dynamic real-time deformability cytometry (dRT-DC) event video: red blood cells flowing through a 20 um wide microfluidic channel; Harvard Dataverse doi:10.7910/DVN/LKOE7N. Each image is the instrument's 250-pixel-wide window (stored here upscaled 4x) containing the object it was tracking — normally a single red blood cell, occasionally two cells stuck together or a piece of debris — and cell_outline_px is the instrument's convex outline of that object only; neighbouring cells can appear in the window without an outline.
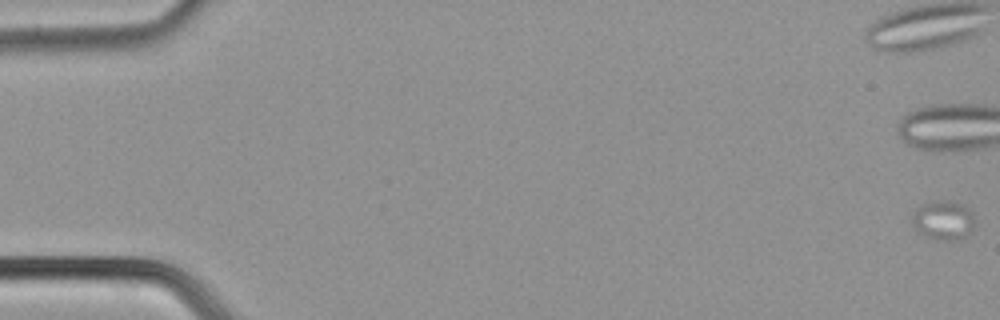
{"species": "common noctule bat (a hibernating species)", "species_latin": "Nyctalus noctula", "temperature_condition": "cold", "stored_images_in_passage": 48, "segment_of_instrument_passage": [1, 2], "camera_frame_rate_fps": 3000, "um_per_image_px": 0.085, "animal": {"sex": "male", "body_mass_g": 21.5, "forearm_length_mm": 52.0}, "frame": {"image": 1, "passage_image": 1, "time_ms": 0.0, "image_size_px": [1000, 320], "cell_outline_px": [[972, 228], [964, 236], [944, 240], [928, 236], [916, 228], [912, 224], [912, 216], [916, 208], [924, 204], [940, 200], [964, 204], [972, 212]], "centroid_in_image_um": [80.16, 18.67], "position_along_channel_um": 4.8, "area_um2": 13.53}}